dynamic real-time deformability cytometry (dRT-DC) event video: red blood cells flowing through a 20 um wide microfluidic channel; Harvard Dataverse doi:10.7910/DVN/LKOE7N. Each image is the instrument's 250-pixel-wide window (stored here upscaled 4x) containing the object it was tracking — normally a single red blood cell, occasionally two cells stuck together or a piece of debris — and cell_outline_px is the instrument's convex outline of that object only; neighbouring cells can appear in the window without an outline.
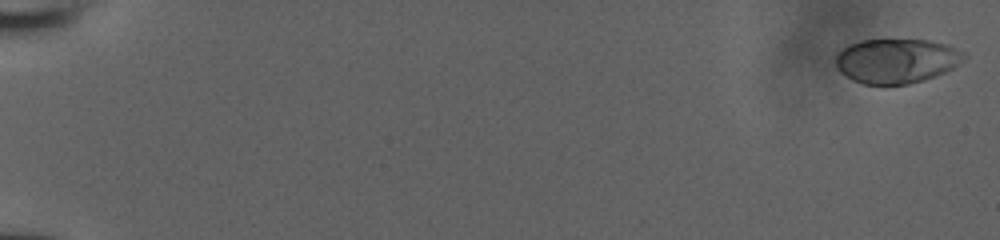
{"species": "human", "species_latin": "Homo sapiens", "temperature_condition": "room temperature", "stored_images_in_passage": 53, "camera_frame_rate_fps": 3000, "um_per_image_px": 0.085, "donor": {"sex": "male"}, "frame": {"image": 1, "passage_image": 1, "time_ms": 0.0, "image_size_px": [1000, 240], "cell_outline_px": [[968, 56], [952, 68], [944, 72], [924, 80], [908, 84], [864, 84], [852, 80], [840, 72], [836, 68], [836, 56], [848, 44], [860, 40], [928, 40], [948, 44], [964, 52]], "centroid_in_image_um": [76.2, 5.17], "position_along_channel_um": 8.8, "area_um2": 33.29}}
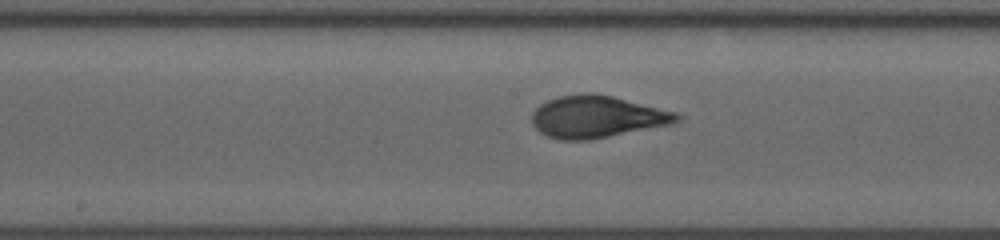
{"frame": {"image": 2, "passage_image": 30, "time_ms": 9.667, "image_size_px": [1000, 240], "cell_outline_px": [[680, 120], [672, 124], [588, 140], [560, 140], [548, 136], [540, 132], [532, 124], [532, 112], [540, 104], [548, 100], [560, 96], [580, 92], [592, 92], [612, 96], [676, 112], [680, 116]], "centroid_in_image_um": [50.71, 9.92], "position_along_channel_um": 197.5, "area_um2": 35.43}}
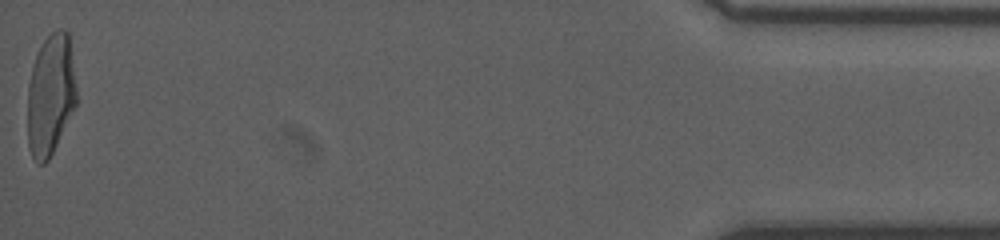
{"frame": {"image": 3, "passage_image": 53, "time_ms": 17.333, "image_size_px": [1000, 240], "cell_outline_px": [[76, 104], [48, 160], [44, 164], [36, 164], [28, 148], [28, 84], [32, 68], [36, 56], [44, 40], [56, 28], [60, 28], [68, 32], [76, 88]], "centroid_in_image_um": [4.28, 8.07], "position_along_channel_um": 430.9, "area_um2": 34.16}}